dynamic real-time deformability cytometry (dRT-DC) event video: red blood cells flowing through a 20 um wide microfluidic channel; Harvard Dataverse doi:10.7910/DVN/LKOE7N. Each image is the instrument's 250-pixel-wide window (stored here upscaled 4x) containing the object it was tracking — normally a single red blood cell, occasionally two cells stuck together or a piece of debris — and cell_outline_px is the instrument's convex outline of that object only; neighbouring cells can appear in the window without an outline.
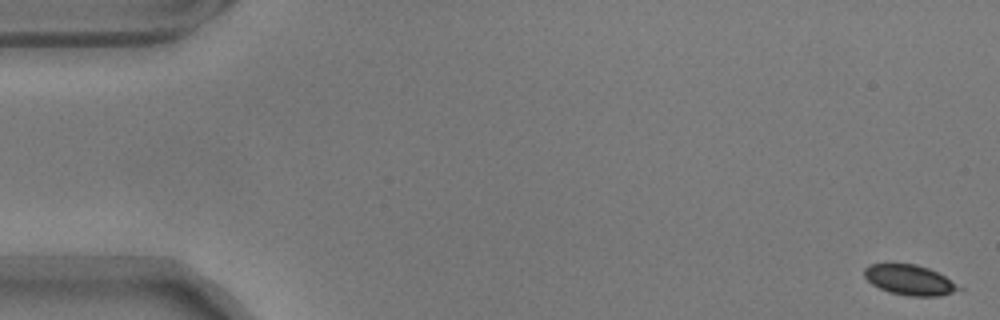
{"species": "common noctule bat (a hibernating species)", "species_latin": "Nyctalus noctula", "temperature_condition": "warm", "stored_images_in_passage": 10, "camera_frame_rate_fps": 3000, "um_per_image_px": 0.085, "animal": {"sex": "male", "body_mass_g": 17.9}, "frame": {"image": 1, "passage_image": 1, "time_ms": 0.0, "image_size_px": [1000, 320], "cell_outline_px": [[964, 288], [940, 296], [908, 296], [888, 292], [872, 284], [864, 276], [864, 268], [868, 264], [916, 264], [928, 268], [944, 276]], "centroid_in_image_um": [77.3, 23.8], "position_along_channel_um": 7.7, "area_um2": 16.53}}